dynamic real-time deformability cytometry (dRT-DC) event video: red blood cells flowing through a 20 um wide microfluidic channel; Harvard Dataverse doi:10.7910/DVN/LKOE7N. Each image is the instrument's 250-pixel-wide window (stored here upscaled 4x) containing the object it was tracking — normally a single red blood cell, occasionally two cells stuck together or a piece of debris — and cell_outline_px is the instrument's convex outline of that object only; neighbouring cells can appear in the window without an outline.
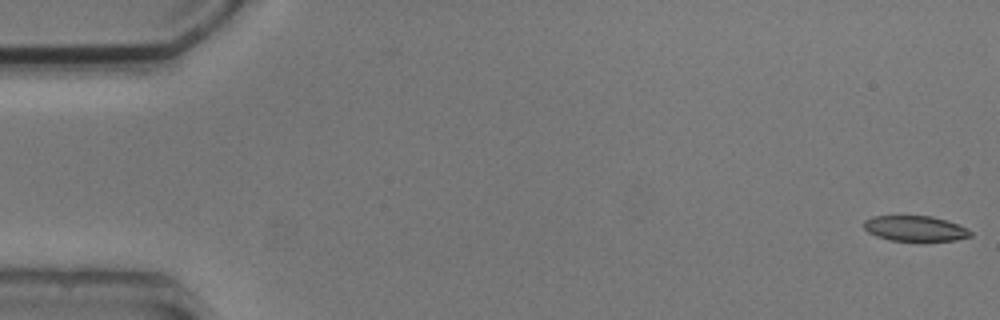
{"species": "common noctule bat (a hibernating species)", "species_latin": "Nyctalus noctula", "temperature_condition": "cold", "stored_images_in_passage": 4, "camera_frame_rate_fps": 3000, "um_per_image_px": 0.085, "animal": {"sex": "male", "body_mass_g": 20.5, "forearm_length_mm": 52.5}, "frame": {"image": 1, "passage_image": 1, "time_ms": 0.0, "image_size_px": [1000, 320], "cell_outline_px": [[972, 236], [956, 240], [924, 244], [888, 240], [876, 236], [868, 232], [864, 228], [864, 220], [872, 216], [932, 216], [948, 220], [968, 228], [972, 232]], "centroid_in_image_um": [77.84, 19.47], "position_along_channel_um": 7.2, "area_um2": 16.76}}